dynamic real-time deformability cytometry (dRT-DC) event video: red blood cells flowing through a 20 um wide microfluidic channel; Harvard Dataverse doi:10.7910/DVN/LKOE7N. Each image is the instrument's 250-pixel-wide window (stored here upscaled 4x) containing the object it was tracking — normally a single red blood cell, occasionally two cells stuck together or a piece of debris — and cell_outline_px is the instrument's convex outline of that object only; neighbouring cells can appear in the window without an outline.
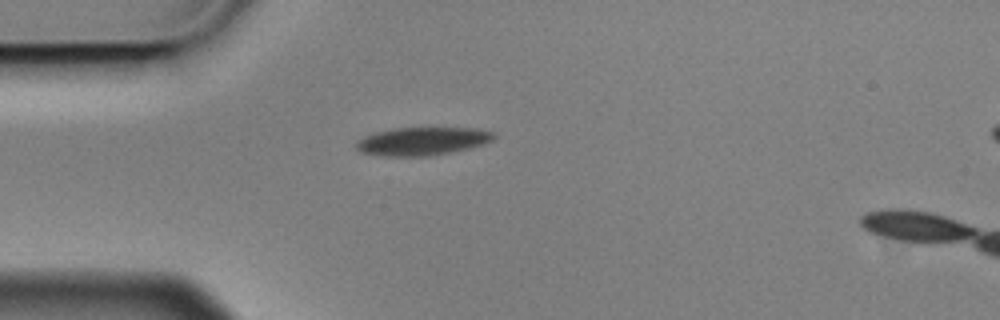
{"species": "Egyptian fruit bat (a non-hibernating species)", "species_latin": "Rousettus aegyptiacus", "temperature_condition": "cold", "stored_images_in_passage": 1, "camera_frame_rate_fps": 3000, "um_per_image_px": 0.085, "animal": {"sex": "male"}, "frame": {"image": 1, "passage_image": 1, "time_ms": 0.0, "image_size_px": [1000, 320], "cell_outline_px": [[496, 136], [492, 140], [484, 144], [468, 148], [428, 156], [380, 156], [360, 152], [356, 148], [356, 140], [372, 132], [392, 128], [476, 128], [496, 132]], "centroid_in_image_um": [35.86, 11.99], "position_along_channel_um": 49.1, "area_um2": 22.72}}